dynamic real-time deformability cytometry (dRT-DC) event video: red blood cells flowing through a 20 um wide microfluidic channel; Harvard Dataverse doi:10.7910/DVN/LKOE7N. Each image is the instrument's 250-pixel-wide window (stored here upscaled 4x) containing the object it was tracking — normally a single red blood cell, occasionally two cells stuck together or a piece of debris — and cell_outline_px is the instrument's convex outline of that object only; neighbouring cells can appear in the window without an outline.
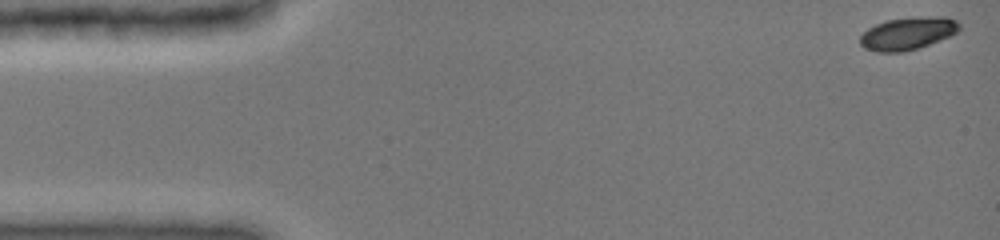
{"species": "common noctule bat (a hibernating species)", "species_latin": "Nyctalus noctula", "temperature_condition": "cold", "stored_images_in_passage": 46, "camera_frame_rate_fps": 3000, "um_per_image_px": 0.085, "animal": {"sex": "female", "body_mass_g": 19.0, "forearm_length_mm": 51.5}, "frame": {"image": 1, "passage_image": 1, "time_ms": 0.0, "image_size_px": [1000, 240], "cell_outline_px": [[960, 28], [956, 32], [948, 36], [920, 48], [904, 52], [876, 52], [864, 48], [860, 44], [860, 36], [868, 28], [876, 24], [888, 20], [920, 16], [944, 16], [956, 20], [960, 24]], "centroid_in_image_um": [77.15, 2.84], "position_along_channel_um": 7.9, "area_um2": 18.9}}
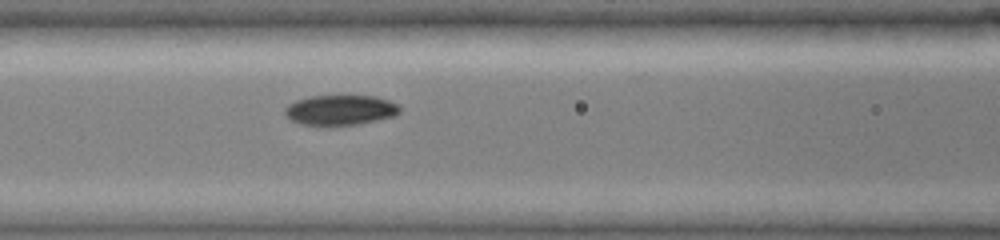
{"frame": {"image": 2, "passage_image": 20, "time_ms": 6.333, "image_size_px": [1000, 240], "cell_outline_px": [[400, 112], [396, 116], [360, 124], [328, 128], [300, 124], [284, 116], [284, 108], [288, 104], [296, 100], [312, 96], [376, 96], [388, 100], [396, 104], [400, 108]], "centroid_in_image_um": [28.89, 9.4], "position_along_channel_um": 137.7, "area_um2": 20.87}}
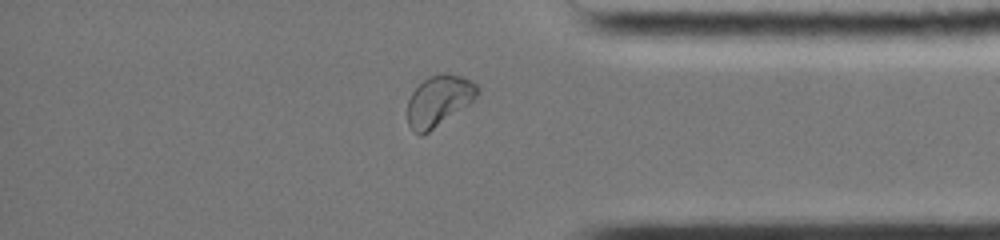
{"frame": {"image": 3, "passage_image": 40, "time_ms": 13.0, "image_size_px": [1000, 240], "cell_outline_px": [[480, 92], [472, 104], [424, 136], [420, 136], [408, 124], [408, 100], [412, 92], [428, 76], [440, 72], [444, 72], [464, 76], [476, 84], [480, 88]], "centroid_in_image_um": [37.36, 8.57], "position_along_channel_um": 397.8, "area_um2": 21.39}, "authors_computed_cell_mechanics": {"area_um2": 20.1144, "velocity_mm_per_s": 3.9672, "shape_relaxation_time_tau1_ms": 3.2277, "shape_relaxation_time_tau2_ms": null, "deformation_change_tau1": 0.1124, "deformation_change_tau2": null}}